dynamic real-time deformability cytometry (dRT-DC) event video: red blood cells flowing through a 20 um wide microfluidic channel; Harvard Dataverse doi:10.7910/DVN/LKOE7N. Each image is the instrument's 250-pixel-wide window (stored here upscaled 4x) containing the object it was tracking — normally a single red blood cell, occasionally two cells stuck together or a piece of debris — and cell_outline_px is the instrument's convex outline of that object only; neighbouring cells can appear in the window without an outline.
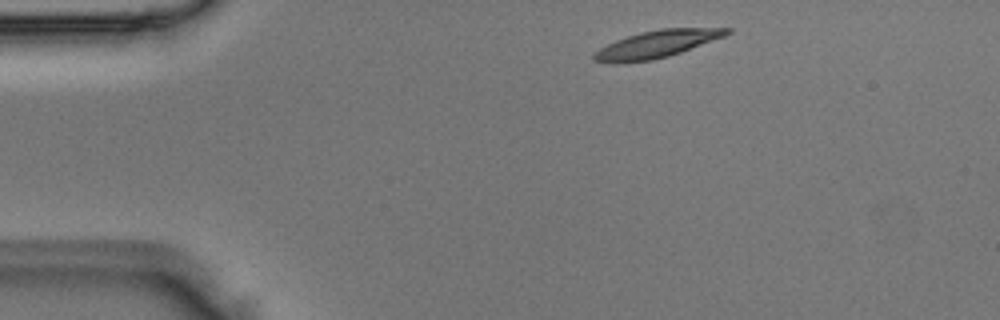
{"species": "Egyptian fruit bat (a non-hibernating species)", "species_latin": "Rousettus aegyptiacus", "temperature_condition": "room temperature", "stored_images_in_passage": 4, "camera_frame_rate_fps": 3000, "um_per_image_px": 0.085, "animal": {"sex": "male"}, "frame": {"image": 1, "passage_image": 1, "time_ms": 0.0, "image_size_px": [1000, 320], "cell_outline_px": [[732, 32], [724, 36], [680, 52], [668, 56], [652, 60], [616, 64], [612, 64], [592, 60], [592, 56], [600, 48], [616, 40], [640, 32], [660, 28], [732, 28]], "centroid_in_image_um": [55.78, 3.76], "position_along_channel_um": 29.2, "area_um2": 21.04}}
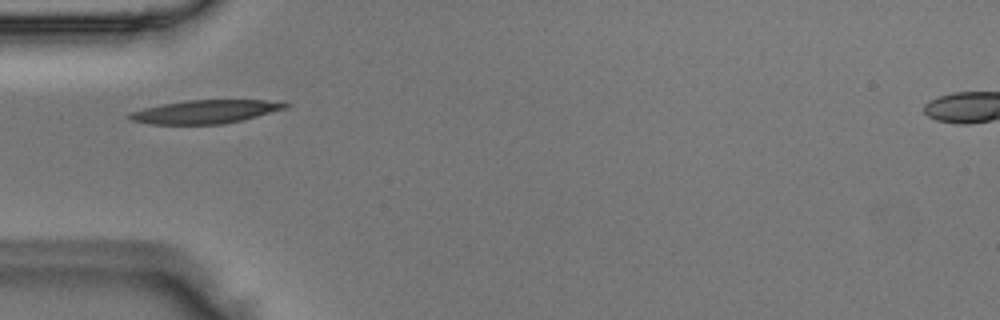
{"frame": {"image": 2, "passage_image": 3, "time_ms": 0.667, "image_size_px": [1000, 320], "cell_outline_px": [[292, 104], [288, 108], [224, 124], [148, 124], [132, 120], [124, 116], [128, 112], [144, 108], [164, 104], [188, 100], [284, 100]], "centroid_in_image_um": [17.49, 9.48], "position_along_channel_um": 67.5, "area_um2": 21.44}}
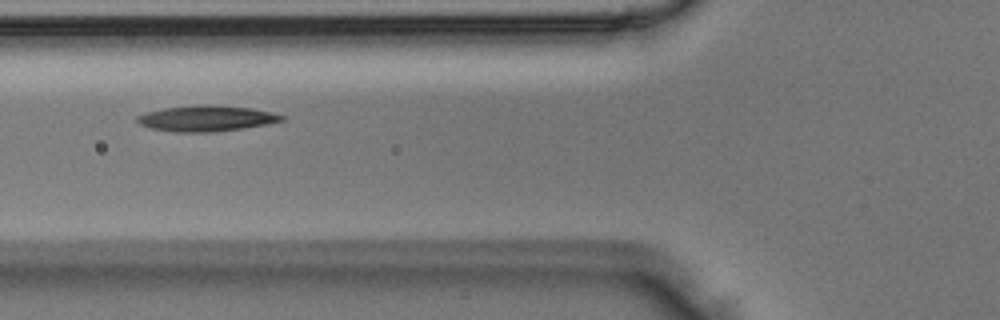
{"frame": {"image": 3, "passage_image": 4, "time_ms": 1.0, "image_size_px": [1000, 320], "cell_outline_px": [[284, 120], [268, 124], [244, 128], [212, 132], [176, 132], [152, 128], [140, 124], [136, 120], [136, 116], [148, 112], [164, 108], [196, 104], [204, 104], [252, 108], [284, 116]], "centroid_in_image_um": [17.53, 10.06], "position_along_channel_um": 108.3, "area_um2": 21.56}}